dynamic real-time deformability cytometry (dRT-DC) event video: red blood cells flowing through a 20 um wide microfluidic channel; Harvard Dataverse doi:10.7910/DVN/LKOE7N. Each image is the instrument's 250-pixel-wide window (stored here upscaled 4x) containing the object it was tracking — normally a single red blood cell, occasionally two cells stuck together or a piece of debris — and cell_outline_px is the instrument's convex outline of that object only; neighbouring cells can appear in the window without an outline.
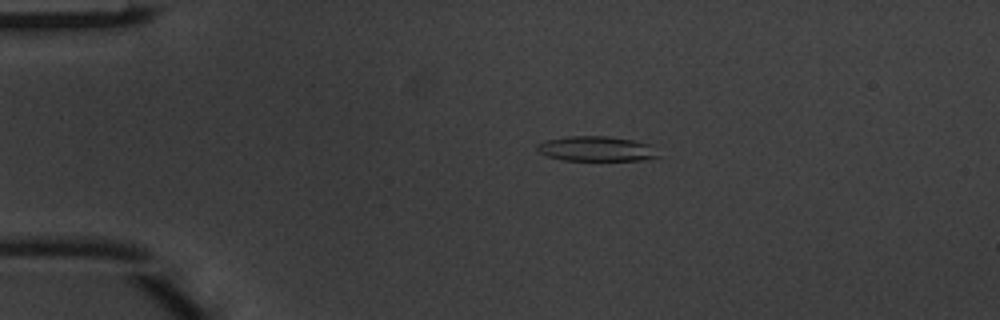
{"species": "common noctule bat (a hibernating species)", "species_latin": "Nyctalus noctula", "temperature_condition": "warm", "stored_images_in_passage": 3, "camera_frame_rate_fps": 3000, "um_per_image_px": 0.085, "animal": {"sex": "male", "body_mass_g": 20.1, "forearm_length_mm": 53.5}, "frame": {"image": 1, "passage_image": 2, "time_ms": 0.333, "image_size_px": [1000, 320], "cell_outline_px": [[660, 156], [644, 160], [564, 160], [548, 156], [536, 152], [536, 144], [544, 140], [568, 136], [608, 136], [632, 140], [652, 144]], "centroid_in_image_um": [50.67, 12.64], "position_along_channel_um": 34.3, "area_um2": 17.8}}